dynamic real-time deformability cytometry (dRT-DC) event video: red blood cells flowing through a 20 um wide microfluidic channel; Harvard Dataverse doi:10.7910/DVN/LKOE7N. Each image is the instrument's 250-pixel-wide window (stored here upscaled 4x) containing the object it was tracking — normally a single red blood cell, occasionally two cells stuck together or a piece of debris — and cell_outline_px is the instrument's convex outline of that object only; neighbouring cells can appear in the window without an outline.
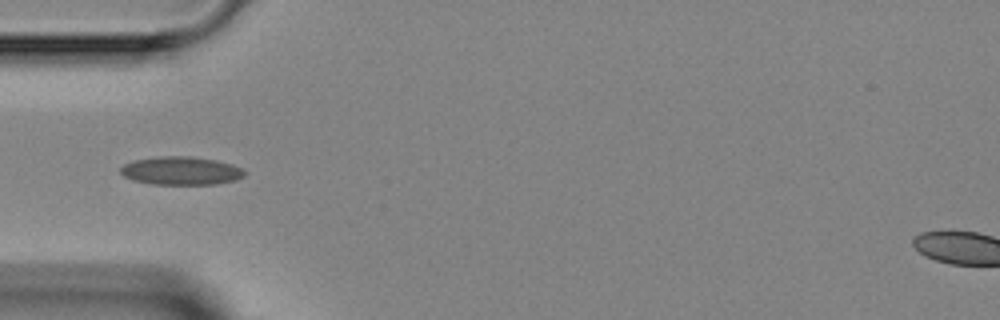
{"species": "Egyptian fruit bat (a non-hibernating species)", "species_latin": "Rousettus aegyptiacus", "temperature_condition": "room temperature", "stored_images_in_passage": 2, "camera_frame_rate_fps": 3000, "um_per_image_px": 0.085, "animal": {"sex": "female"}, "frame": {"image": 1, "passage_image": 1, "time_ms": 0.0, "image_size_px": [1000, 320], "cell_outline_px": [[244, 176], [236, 180], [216, 184], [152, 184], [132, 180], [124, 176], [120, 172], [120, 168], [124, 164], [132, 160], [156, 156], [192, 156], [216, 160], [232, 164], [240, 168], [244, 172]], "centroid_in_image_um": [15.35, 14.5], "position_along_channel_um": 69.6, "area_um2": 20.52}}
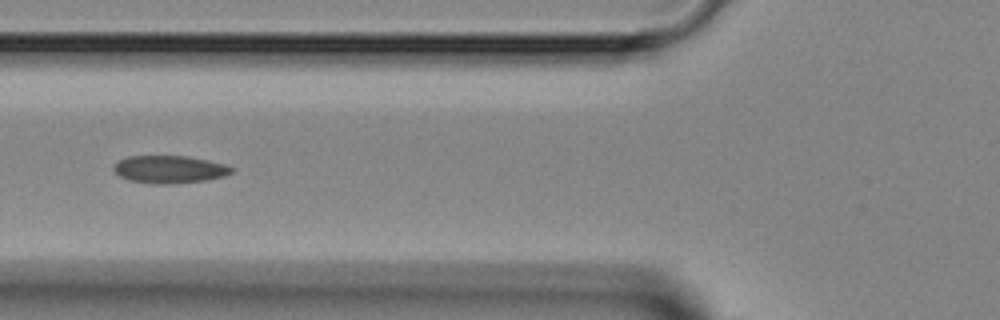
{"frame": {"image": 2, "passage_image": 2, "time_ms": 1.0, "image_size_px": [1000, 320], "cell_outline_px": [[232, 172], [224, 176], [204, 180], [172, 184], [152, 184], [128, 180], [120, 176], [112, 168], [120, 160], [128, 156], [188, 156], [208, 160], [224, 164], [232, 168]], "centroid_in_image_um": [14.39, 14.4], "position_along_channel_um": 111.4, "area_um2": 18.84}}